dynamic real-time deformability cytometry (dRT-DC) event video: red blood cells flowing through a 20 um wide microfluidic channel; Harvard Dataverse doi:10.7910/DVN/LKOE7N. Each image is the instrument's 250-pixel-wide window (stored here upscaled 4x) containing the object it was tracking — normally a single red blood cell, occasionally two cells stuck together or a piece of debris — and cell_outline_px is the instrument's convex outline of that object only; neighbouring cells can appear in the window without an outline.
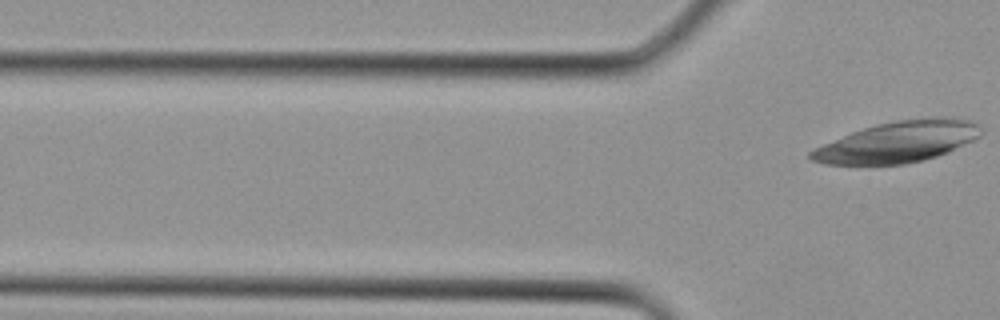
{"species": "Egyptian fruit bat (a non-hibernating species)", "species_latin": "Rousettus aegyptiacus", "temperature_condition": "cold", "stored_images_in_passage": 3, "camera_frame_rate_fps": 3000, "um_per_image_px": 0.085, "animal": {"sex": "female"}, "frame": {"image": 1, "passage_image": 3, "time_ms": 0.667, "image_size_px": [1000, 320], "cell_outline_px": [[984, 132], [980, 136], [948, 152], [924, 160], [904, 164], [824, 164], [812, 160], [808, 156], [808, 152], [812, 148], [852, 132], [876, 124], [896, 120], [968, 120], [980, 124]], "centroid_in_image_um": [76.25, 12.1], "position_along_channel_um": 49.5, "area_um2": 39.71}}